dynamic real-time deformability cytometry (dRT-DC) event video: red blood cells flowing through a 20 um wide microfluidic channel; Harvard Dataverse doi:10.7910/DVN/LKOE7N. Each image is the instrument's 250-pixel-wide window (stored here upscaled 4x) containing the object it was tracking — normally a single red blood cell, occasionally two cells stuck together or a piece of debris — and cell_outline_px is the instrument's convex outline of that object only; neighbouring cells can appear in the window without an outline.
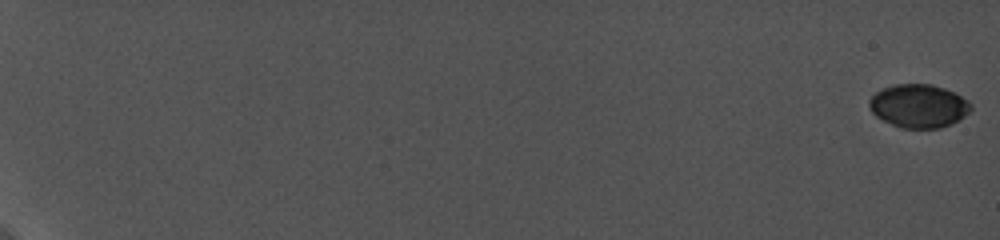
{"species": "common noctule bat (a hibernating species)", "species_latin": "Nyctalus noctula", "temperature_condition": "cold", "stored_images_in_passage": 7, "camera_frame_rate_fps": 5000, "um_per_image_px": 0.085, "animal": {"sex": "female", "body_mass_g": 19.0, "forearm_length_mm": 56.7}, "frame": {"image": 1, "passage_image": 1, "time_ms": 0.0, "image_size_px": [1000, 240], "cell_outline_px": [[972, 108], [964, 116], [952, 124], [940, 128], [900, 128], [876, 116], [872, 112], [868, 104], [868, 100], [876, 92], [884, 88], [896, 84], [932, 84], [944, 88], [968, 100], [972, 104]], "centroid_in_image_um": [78.09, 9.01], "position_along_channel_um": 6.9, "area_um2": 25.61}}